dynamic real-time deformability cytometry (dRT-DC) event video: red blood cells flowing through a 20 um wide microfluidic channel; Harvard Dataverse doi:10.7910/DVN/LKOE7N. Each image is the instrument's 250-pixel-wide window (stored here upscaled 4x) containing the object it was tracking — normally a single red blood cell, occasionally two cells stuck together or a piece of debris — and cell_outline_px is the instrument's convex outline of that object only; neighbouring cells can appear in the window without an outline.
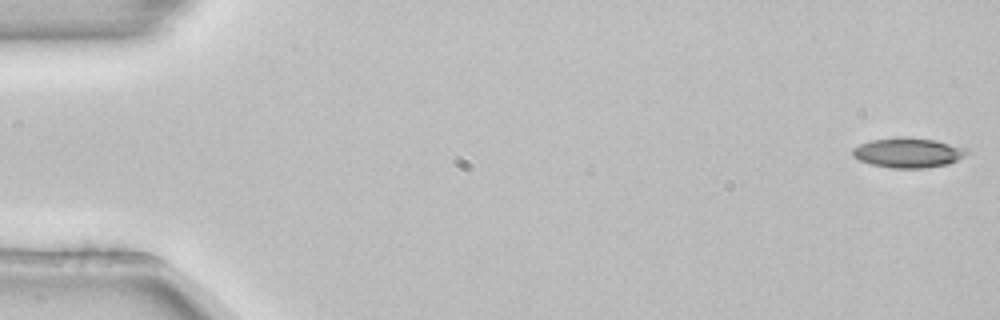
{"species": "common noctule bat (a hibernating species)", "species_latin": "Nyctalus noctula", "temperature_condition": "room temperature", "stored_images_in_passage": 3, "camera_frame_rate_fps": 3000, "um_per_image_px": 0.085, "animal": {"sex": "female", "body_mass_g": 22.7, "forearm_length_mm": 54.2}, "frame": {"image": 1, "passage_image": 1, "time_ms": 0.0, "image_size_px": [1000, 320], "cell_outline_px": [[968, 152], [964, 156], [948, 164], [924, 168], [892, 168], [872, 164], [860, 160], [852, 156], [852, 148], [860, 144], [872, 140], [904, 136], [936, 140], [964, 148]], "centroid_in_image_um": [77.16, 12.97], "position_along_channel_um": 7.8, "area_um2": 19.71}}
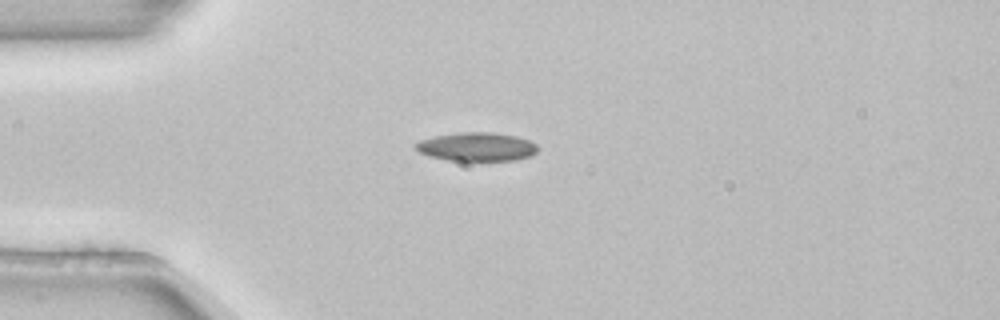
{"frame": {"image": 2, "passage_image": 3, "time_ms": 0.667, "image_size_px": [1000, 320], "cell_outline_px": [[540, 148], [532, 156], [516, 160], [448, 160], [428, 156], [420, 152], [412, 144], [420, 140], [436, 136], [464, 132], [492, 132], [516, 136], [528, 140], [536, 144]], "centroid_in_image_um": [40.55, 12.48], "position_along_channel_um": 44.5, "area_um2": 20.35}}